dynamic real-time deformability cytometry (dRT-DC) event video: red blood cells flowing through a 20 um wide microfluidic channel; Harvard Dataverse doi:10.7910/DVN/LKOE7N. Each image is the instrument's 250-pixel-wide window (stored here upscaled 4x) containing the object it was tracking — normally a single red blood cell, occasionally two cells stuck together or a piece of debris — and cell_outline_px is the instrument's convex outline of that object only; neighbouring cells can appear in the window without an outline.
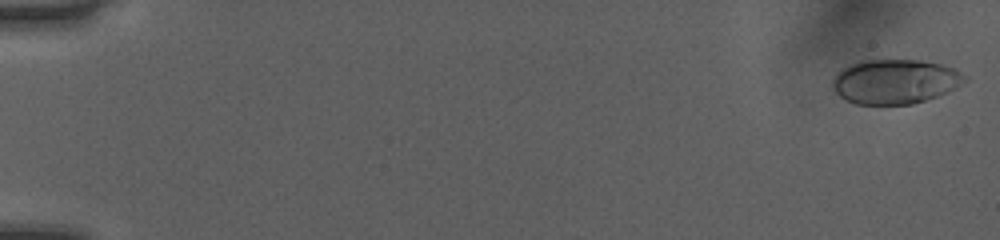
{"species": "human", "species_latin": "Homo sapiens", "temperature_condition": "room temperature", "stored_images_in_passage": 51, "camera_frame_rate_fps": 3000, "um_per_image_px": 0.085, "donor": {"sex": "female"}, "frame": {"image": 1, "passage_image": 1, "time_ms": 0.0, "image_size_px": [1000, 240], "cell_outline_px": [[968, 80], [948, 92], [912, 104], [856, 104], [840, 96], [832, 88], [832, 76], [840, 68], [848, 64], [860, 60], [920, 60], [940, 64], [956, 68], [968, 76]], "centroid_in_image_um": [76.07, 6.91], "position_along_channel_um": 8.9, "area_um2": 34.68}}
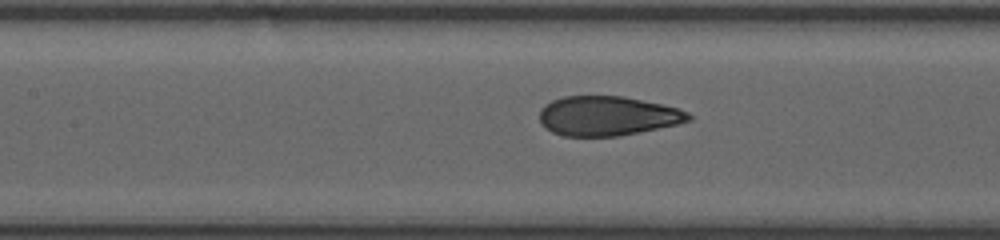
{"frame": {"image": 2, "passage_image": 25, "time_ms": 8.0, "image_size_px": [1000, 240], "cell_outline_px": [[692, 120], [676, 124], [616, 136], [564, 136], [552, 132], [540, 124], [540, 108], [544, 104], [552, 100], [564, 96], [624, 96], [660, 104], [676, 108], [688, 112], [692, 116]], "centroid_in_image_um": [51.58, 9.84], "position_along_channel_um": 155.8, "area_um2": 34.1}}
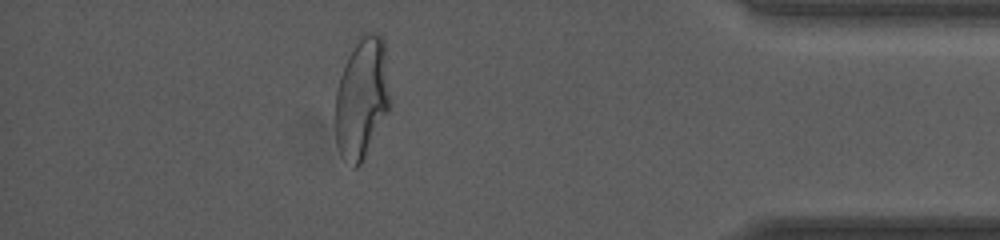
{"frame": {"image": 3, "passage_image": 46, "time_ms": 15.0, "image_size_px": [1000, 240], "cell_outline_px": [[392, 104], [364, 160], [356, 168], [352, 168], [340, 152], [336, 144], [336, 92], [340, 76], [356, 36], [368, 32], [372, 32], [384, 36]], "centroid_in_image_um": [30.8, 8.29], "position_along_channel_um": 404.4, "area_um2": 39.42}, "authors_computed_cell_mechanics": {"area_um2": 35.3736, "velocity_mm_per_s": 4.0617, "shape_relaxation_time_tau1_ms": 5.2414, "shape_relaxation_time_tau2_ms": null, "deformation_change_tau1": 0.2094, "deformation_change_tau2": null}}